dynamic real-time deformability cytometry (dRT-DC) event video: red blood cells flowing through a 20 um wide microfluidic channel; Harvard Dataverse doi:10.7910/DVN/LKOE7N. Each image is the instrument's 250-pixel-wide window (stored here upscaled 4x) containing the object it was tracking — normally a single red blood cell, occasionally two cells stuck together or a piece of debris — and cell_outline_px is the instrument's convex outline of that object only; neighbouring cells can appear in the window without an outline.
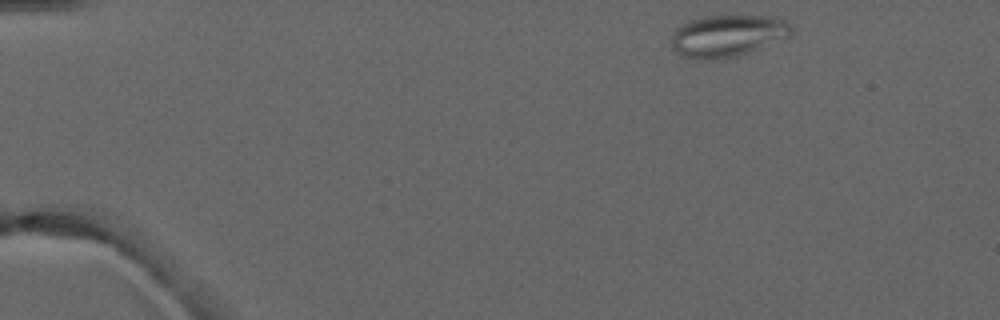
{"species": "common noctule bat (a hibernating species)", "species_latin": "Nyctalus noctula", "temperature_condition": "warm", "stored_images_in_passage": 4, "camera_frame_rate_fps": 3000, "um_per_image_px": 0.085, "animal": {"sex": "male", "forearm_length_mm": 52.5}, "frame": {"image": 1, "passage_image": 1, "time_ms": 0.0, "image_size_px": [1000, 320], "cell_outline_px": [[792, 32], [788, 36], [748, 52], [736, 56], [716, 60], [696, 60], [680, 56], [672, 48], [672, 36], [676, 28], [680, 24], [704, 16], [776, 16], [792, 24]], "centroid_in_image_um": [61.8, 3.05], "position_along_channel_um": 23.2, "area_um2": 29.36}}